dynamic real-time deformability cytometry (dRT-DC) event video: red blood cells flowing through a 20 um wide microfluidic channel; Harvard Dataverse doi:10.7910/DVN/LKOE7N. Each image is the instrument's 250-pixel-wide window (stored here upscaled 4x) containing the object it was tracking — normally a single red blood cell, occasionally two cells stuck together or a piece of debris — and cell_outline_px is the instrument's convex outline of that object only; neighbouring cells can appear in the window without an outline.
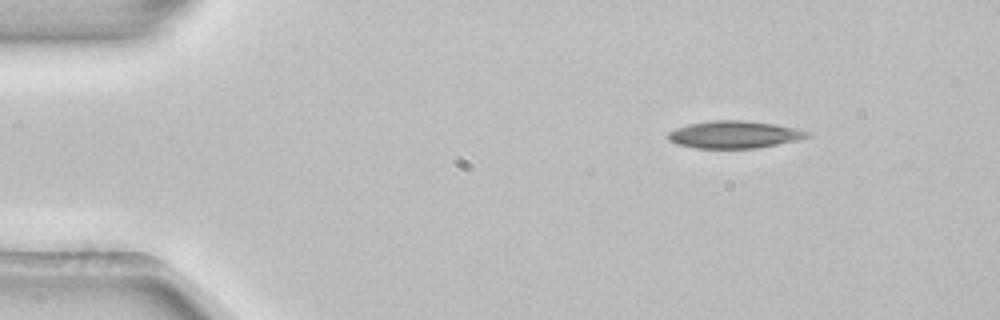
{"species": "common noctule bat (a hibernating species)", "species_latin": "Nyctalus noctula", "temperature_condition": "room temperature", "stored_images_in_passage": 3, "camera_frame_rate_fps": 3000, "um_per_image_px": 0.085, "animal": {"sex": "female", "body_mass_g": 22.7, "forearm_length_mm": 54.2}, "frame": {"image": 1, "passage_image": 1, "time_ms": 0.0, "image_size_px": [1000, 320], "cell_outline_px": [[812, 136], [800, 140], [756, 148], [696, 148], [676, 144], [668, 140], [668, 132], [676, 128], [688, 124], [712, 120], [744, 120], [776, 124], [796, 128], [812, 132]], "centroid_in_image_um": [62.46, 11.43], "position_along_channel_um": 22.5, "area_um2": 22.43}}
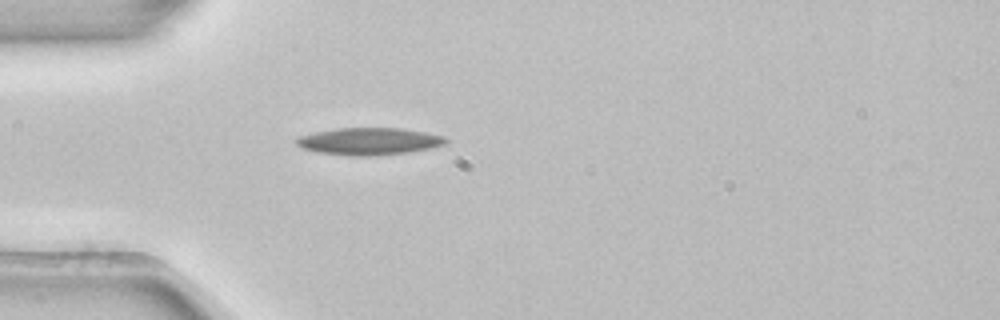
{"frame": {"image": 2, "passage_image": 3, "time_ms": 0.667, "image_size_px": [1000, 320], "cell_outline_px": [[448, 140], [444, 144], [428, 148], [408, 152], [376, 156], [352, 156], [316, 152], [300, 148], [296, 144], [296, 140], [300, 136], [316, 132], [336, 128], [400, 128], [424, 132], [444, 136]], "centroid_in_image_um": [31.34, 12.02], "position_along_channel_um": 53.7, "area_um2": 23.58}}